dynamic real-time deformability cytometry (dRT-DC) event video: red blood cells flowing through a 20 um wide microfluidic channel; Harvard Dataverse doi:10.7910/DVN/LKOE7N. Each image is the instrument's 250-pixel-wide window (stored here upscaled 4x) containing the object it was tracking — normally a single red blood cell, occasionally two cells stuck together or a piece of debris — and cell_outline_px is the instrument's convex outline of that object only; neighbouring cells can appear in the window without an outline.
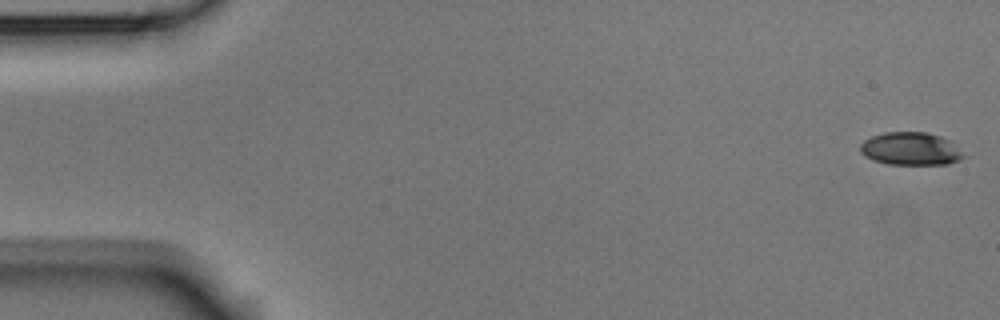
{"species": "Egyptian fruit bat (a non-hibernating species)", "species_latin": "Rousettus aegyptiacus", "temperature_condition": "room temperature", "stored_images_in_passage": 14, "camera_frame_rate_fps": 3000, "um_per_image_px": 0.085, "animal": {"sex": "male"}, "frame": {"image": 1, "passage_image": 1, "time_ms": 0.0, "image_size_px": [1000, 320], "cell_outline_px": [[968, 156], [960, 160], [948, 164], [888, 164], [872, 160], [864, 156], [860, 152], [860, 144], [864, 140], [872, 136], [884, 132], [928, 132], [952, 140]], "centroid_in_image_um": [77.46, 12.64], "position_along_channel_um": 7.5, "area_um2": 20.23}}
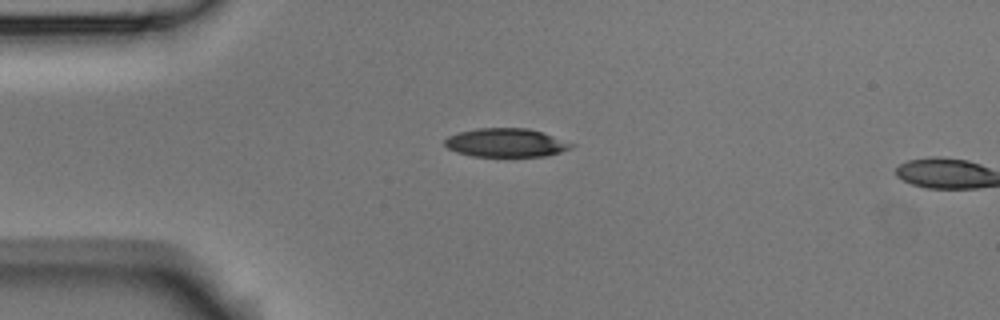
{"frame": {"image": 2, "passage_image": 13, "time_ms": 4.0, "image_size_px": [1000, 320], "cell_outline_px": [[576, 144], [572, 148], [560, 152], [544, 156], [472, 156], [456, 152], [448, 148], [444, 144], [444, 140], [448, 136], [460, 132], [476, 128], [528, 128], [544, 132]], "centroid_in_image_um": [43.03, 12.12], "position_along_channel_um": 42.0, "area_um2": 21.21}}